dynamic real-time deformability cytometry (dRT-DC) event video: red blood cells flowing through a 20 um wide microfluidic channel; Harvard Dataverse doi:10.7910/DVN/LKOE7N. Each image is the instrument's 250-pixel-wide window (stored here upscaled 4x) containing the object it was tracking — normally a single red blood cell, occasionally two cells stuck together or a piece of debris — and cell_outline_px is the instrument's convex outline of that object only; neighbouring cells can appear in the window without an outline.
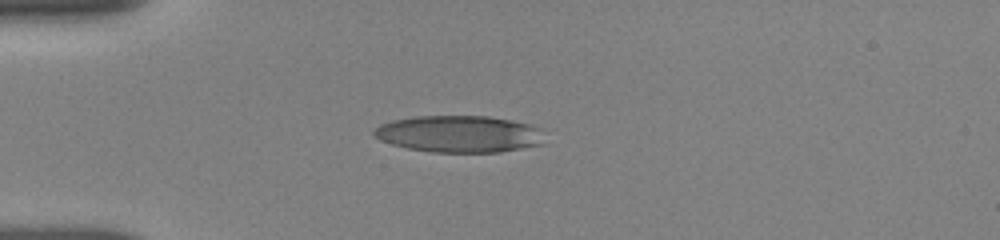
{"species": "human", "species_latin": "Homo sapiens", "temperature_condition": "room temperature", "stored_images_in_passage": 48, "camera_frame_rate_fps": 3000, "um_per_image_px": 0.085, "donor": {"sex": "female"}, "frame": {"image": 1, "passage_image": 1, "time_ms": 0.0, "image_size_px": [1000, 240], "cell_outline_px": [[544, 144], [500, 152], [432, 152], [408, 148], [392, 144], [380, 140], [372, 136], [372, 132], [380, 124], [392, 120], [416, 116], [488, 116], [532, 124], [540, 128]], "centroid_in_image_um": [39.02, 11.38], "position_along_channel_um": 46.0, "area_um2": 36.76}}
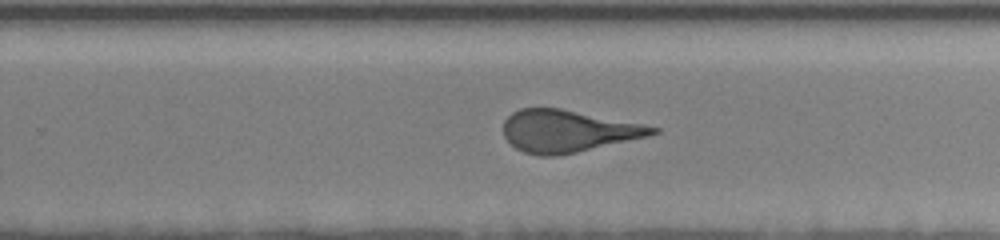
{"frame": {"image": 2, "passage_image": 27, "time_ms": 6.667, "image_size_px": [1000, 240], "cell_outline_px": [[660, 132], [648, 136], [576, 152], [552, 156], [540, 156], [524, 152], [516, 148], [504, 136], [504, 120], [512, 112], [520, 108], [560, 108], [644, 124], [660, 128]], "centroid_in_image_um": [48.26, 11.13], "position_along_channel_um": 281.5, "area_um2": 36.3}}
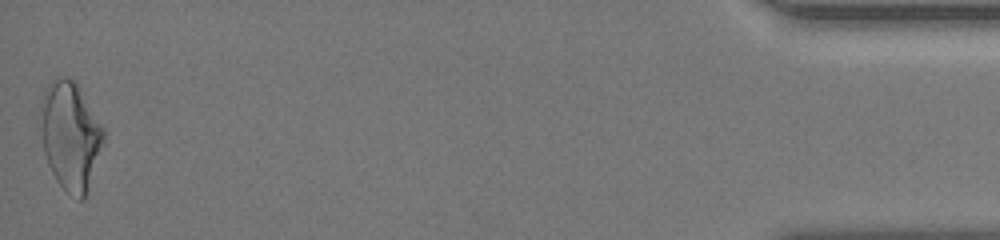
{"frame": {"image": 3, "passage_image": 48, "time_ms": 12.667, "image_size_px": [1000, 240], "cell_outline_px": [[104, 140], [84, 200], [80, 200], [68, 192], [56, 180], [48, 164], [44, 152], [40, 108], [40, 104], [44, 92], [48, 84], [56, 76], [64, 76], [72, 80], [76, 84], [104, 128]], "centroid_in_image_um": [5.97, 11.52], "position_along_channel_um": 429.2, "area_um2": 39.02}, "authors_computed_cell_mechanics": {"area_um2": 37.3388, "velocity_mm_per_s": 3.8606, "shape_relaxation_time_tau1_ms": 8.8902, "shape_relaxation_time_tau2_ms": 0.9501, "deformation_change_tau1": 0.2602, "deformation_change_tau2": 0.1113}}